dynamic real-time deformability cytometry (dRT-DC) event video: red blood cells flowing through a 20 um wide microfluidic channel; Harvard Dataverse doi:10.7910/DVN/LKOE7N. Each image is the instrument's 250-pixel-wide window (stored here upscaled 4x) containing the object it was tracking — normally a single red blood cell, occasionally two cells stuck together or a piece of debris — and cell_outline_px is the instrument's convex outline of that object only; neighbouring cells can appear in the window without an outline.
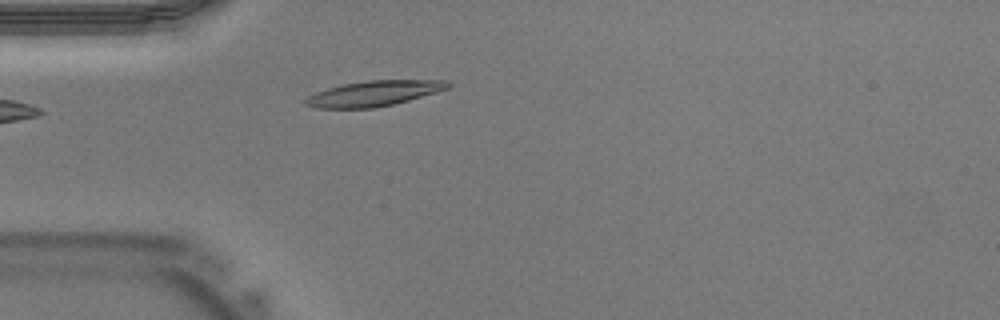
{"species": "Egyptian fruit bat (a non-hibernating species)", "species_latin": "Rousettus aegyptiacus", "temperature_condition": "warm", "stored_images_in_passage": 29, "camera_frame_rate_fps": 3000, "um_per_image_px": 0.085, "animal": {"sex": "male"}, "frame": {"image": 1, "passage_image": 1, "time_ms": 0.0, "image_size_px": [1000, 320], "cell_outline_px": [[452, 84], [448, 88], [436, 92], [408, 100], [392, 104], [372, 108], [316, 108], [304, 104], [304, 100], [308, 96], [316, 92], [328, 88], [344, 84], [368, 80], [444, 80]], "centroid_in_image_um": [31.75, 7.94], "position_along_channel_um": 53.2, "area_um2": 20.81}}